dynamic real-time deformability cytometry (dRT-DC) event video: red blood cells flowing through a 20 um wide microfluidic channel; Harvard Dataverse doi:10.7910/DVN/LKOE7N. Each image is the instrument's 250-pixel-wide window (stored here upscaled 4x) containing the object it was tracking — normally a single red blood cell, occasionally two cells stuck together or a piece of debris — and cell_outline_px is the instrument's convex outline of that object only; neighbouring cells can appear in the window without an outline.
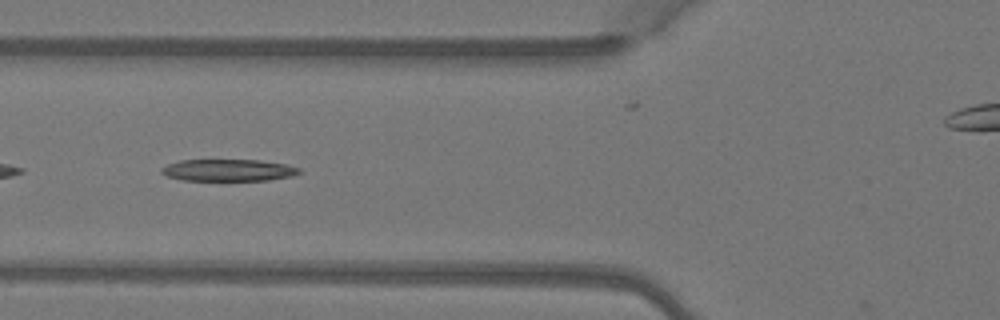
{"species": "Egyptian fruit bat (a non-hibernating species)", "species_latin": "Rousettus aegyptiacus", "temperature_condition": "warm", "stored_images_in_passage": 7, "camera_frame_rate_fps": 3000, "um_per_image_px": 0.085, "animal": {"sex": "female"}, "frame": {"image": 1, "passage_image": 5, "time_ms": 1.333, "image_size_px": [1000, 320], "cell_outline_px": [[300, 172], [292, 176], [268, 180], [184, 180], [168, 176], [160, 172], [160, 168], [168, 164], [180, 160], [260, 160], [288, 164], [300, 168]], "centroid_in_image_um": [19.42, 14.46], "position_along_channel_um": 106.4, "area_um2": 17.51}}